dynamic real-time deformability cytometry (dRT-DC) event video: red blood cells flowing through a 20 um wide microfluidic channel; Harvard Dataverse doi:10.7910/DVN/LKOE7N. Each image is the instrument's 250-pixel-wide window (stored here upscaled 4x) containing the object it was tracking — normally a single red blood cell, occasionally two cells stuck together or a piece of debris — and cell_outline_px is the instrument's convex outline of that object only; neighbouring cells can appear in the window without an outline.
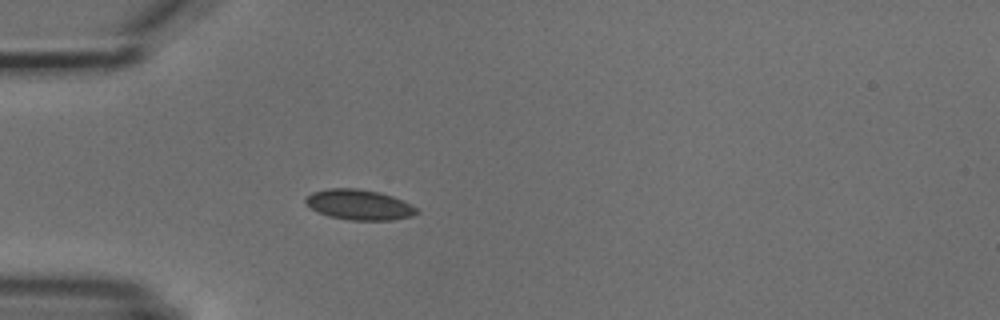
{"species": "common noctule bat (a hibernating species)", "species_latin": "Nyctalus noctula", "temperature_condition": "cold", "stored_images_in_passage": 3, "camera_frame_rate_fps": 3000, "um_per_image_px": 0.085, "animal": {"sex": "male", "body_mass_g": 18.8}, "frame": {"image": 1, "passage_image": 3, "time_ms": 3.333, "image_size_px": [1000, 320], "cell_outline_px": [[420, 212], [412, 216], [392, 220], [352, 220], [328, 216], [316, 212], [304, 204], [304, 200], [312, 192], [328, 188], [356, 188], [380, 192], [392, 196], [416, 208]], "centroid_in_image_um": [30.47, 17.4], "position_along_channel_um": 54.5, "area_um2": 19.65}}